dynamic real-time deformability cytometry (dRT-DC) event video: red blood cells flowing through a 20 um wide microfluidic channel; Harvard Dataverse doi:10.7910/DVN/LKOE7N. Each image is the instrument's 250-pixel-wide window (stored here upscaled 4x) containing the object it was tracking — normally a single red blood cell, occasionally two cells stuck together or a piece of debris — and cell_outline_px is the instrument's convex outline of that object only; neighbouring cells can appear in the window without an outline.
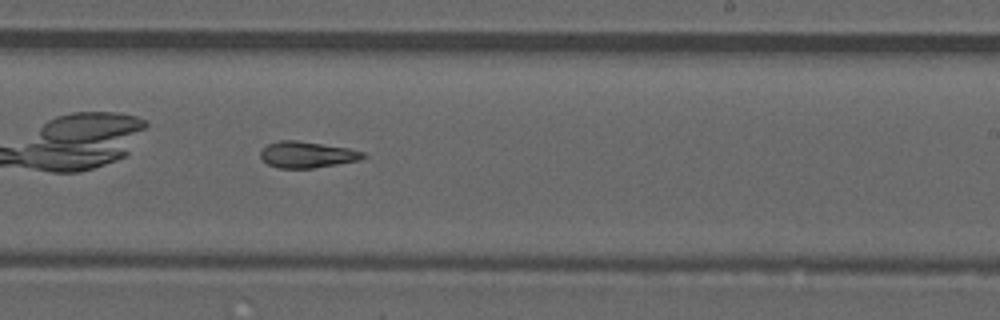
{"species": "common noctule bat (a hibernating species)", "species_latin": "Nyctalus noctula", "temperature_condition": "room temperature", "stored_images_in_passage": 36, "camera_frame_rate_fps": 3000, "um_per_image_px": 0.085, "animal": {"sex": "male", "forearm_length_mm": 52.5}, "frame": {"image": 1, "passage_image": 16, "time_ms": 5.0, "image_size_px": [1000, 320], "cell_outline_px": [[368, 156], [360, 160], [312, 168], [280, 168], [268, 164], [260, 156], [260, 152], [268, 144], [280, 140], [296, 140], [348, 148], [364, 152]], "centroid_in_image_um": [26.12, 13.14], "position_along_channel_um": 262.9, "area_um2": 15.55}, "authors_computed_cell_mechanics": {"area_um2": 15.7794, "velocity_mm_per_s": 3.9201, "shape_relaxation_time_tau1_ms": null, "shape_relaxation_time_tau2_ms": 5.3118, "deformation_change_tau1": null, "deformation_change_tau2": 0.1448}}